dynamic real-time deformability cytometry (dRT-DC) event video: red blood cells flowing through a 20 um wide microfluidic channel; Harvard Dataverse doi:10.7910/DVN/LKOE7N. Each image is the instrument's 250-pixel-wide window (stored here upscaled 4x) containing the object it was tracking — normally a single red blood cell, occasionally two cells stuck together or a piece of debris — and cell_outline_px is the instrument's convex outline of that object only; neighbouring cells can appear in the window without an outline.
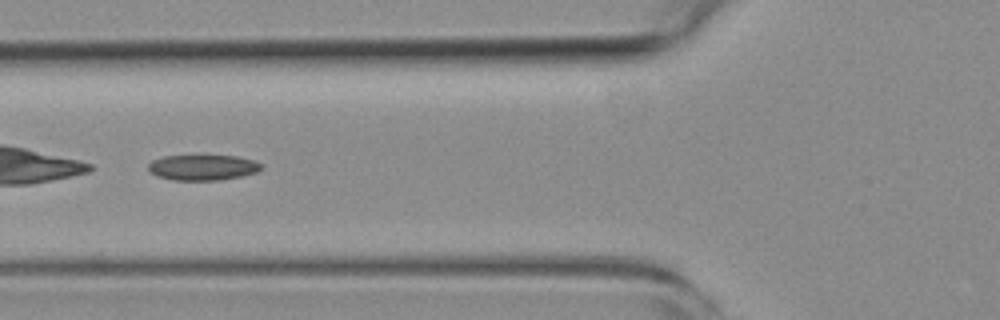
{"species": "common noctule bat (a hibernating species)", "species_latin": "Nyctalus noctula", "temperature_condition": "room temperature", "stored_images_in_passage": 47, "camera_frame_rate_fps": 3000, "um_per_image_px": 0.085, "animal": {"sex": "female", "body_mass_g": 19.3, "forearm_length_mm": 54.1}, "frame": {"image": 1, "passage_image": 15, "time_ms": 4.667, "image_size_px": [1000, 320], "cell_outline_px": [[264, 168], [256, 172], [240, 176], [220, 180], [172, 180], [156, 176], [148, 168], [148, 164], [152, 160], [164, 156], [236, 156], [256, 160], [264, 164]], "centroid_in_image_um": [17.28, 14.23], "position_along_channel_um": 108.5, "area_um2": 16.88}}
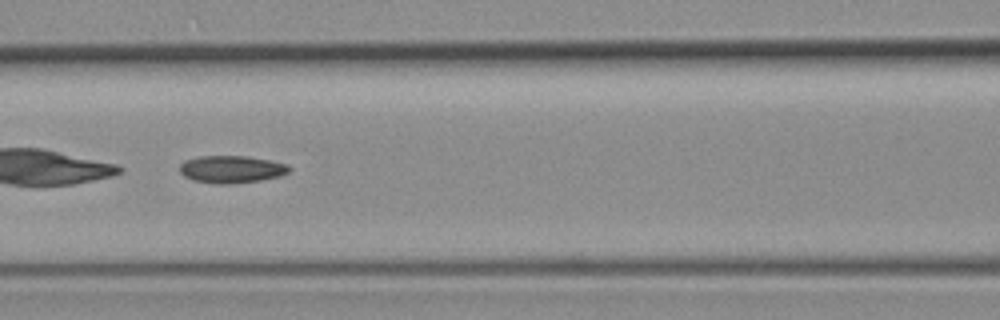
{"frame": {"image": 2, "passage_image": 18, "time_ms": 5.667, "image_size_px": [1000, 320], "cell_outline_px": [[292, 168], [288, 172], [280, 176], [260, 180], [228, 184], [216, 184], [192, 180], [184, 176], [180, 172], [180, 164], [184, 160], [200, 156], [248, 156], [288, 164]], "centroid_in_image_um": [19.66, 14.38], "position_along_channel_um": 146.9, "area_um2": 17.51}}
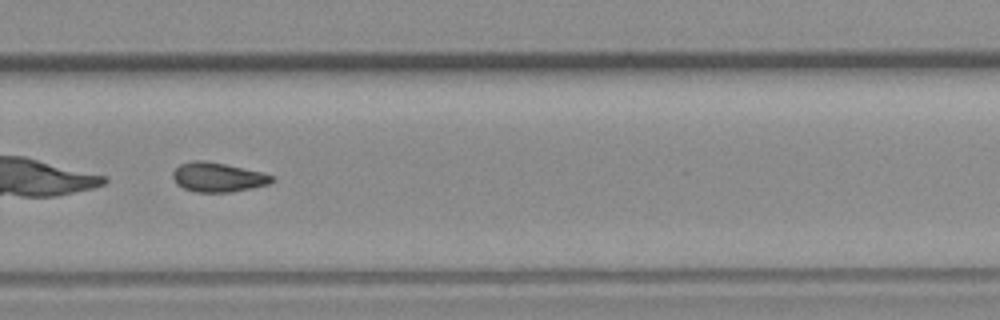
{"frame": {"image": 3, "passage_image": 31, "time_ms": 10.0, "image_size_px": [1000, 320], "cell_outline_px": [[276, 180], [268, 184], [252, 188], [228, 192], [196, 192], [184, 188], [176, 184], [172, 176], [172, 172], [180, 164], [192, 160], [204, 160], [224, 164], [260, 172], [276, 176]], "centroid_in_image_um": [18.51, 15.06], "position_along_channel_um": 311.3, "area_um2": 16.94}, "authors_computed_cell_mechanics": {"area_um2": 18.496, "velocity_mm_per_s": 3.8111, "shape_relaxation_time_tau1_ms": null, "shape_relaxation_time_tau2_ms": 11.2903, "deformation_change_tau1": null, "deformation_change_tau2": 0.1951}}